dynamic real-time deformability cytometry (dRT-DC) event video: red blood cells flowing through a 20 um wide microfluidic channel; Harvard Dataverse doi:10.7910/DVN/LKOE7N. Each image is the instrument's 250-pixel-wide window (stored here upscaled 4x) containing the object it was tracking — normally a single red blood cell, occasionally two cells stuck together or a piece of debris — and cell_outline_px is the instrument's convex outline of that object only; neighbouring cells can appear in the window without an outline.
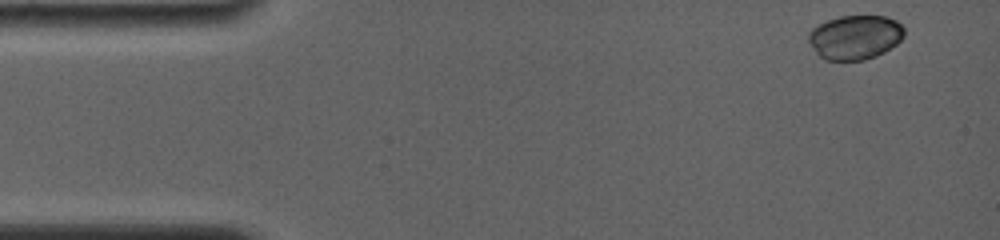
{"species": "common noctule bat (a hibernating species)", "species_latin": "Nyctalus noctula", "temperature_condition": "room temperature", "stored_images_in_passage": 8, "camera_frame_rate_fps": 4000, "um_per_image_px": 0.085, "animal": {"sex": "female", "body_mass_g": 19.0, "forearm_length_mm": 56.7}, "frame": {"image": 1, "passage_image": 1, "time_ms": 0.0, "image_size_px": [1000, 240], "cell_outline_px": [[904, 36], [896, 44], [884, 52], [876, 56], [864, 60], [824, 60], [816, 52], [808, 40], [808, 32], [812, 28], [828, 20], [840, 16], [888, 16], [896, 20], [904, 28]], "centroid_in_image_um": [72.69, 3.16], "position_along_channel_um": 12.3, "area_um2": 24.68}}
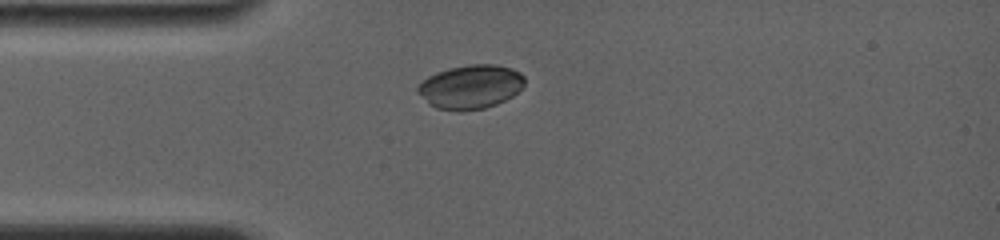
{"frame": {"image": 2, "passage_image": 7, "time_ms": 3.25, "image_size_px": [1000, 240], "cell_outline_px": [[524, 84], [512, 96], [496, 104], [484, 108], [460, 112], [436, 108], [428, 104], [416, 92], [416, 88], [428, 76], [436, 72], [448, 68], [472, 64], [496, 64], [512, 68], [520, 72], [524, 76]], "centroid_in_image_um": [39.97, 7.38], "position_along_channel_um": 45.0, "area_um2": 27.51}}